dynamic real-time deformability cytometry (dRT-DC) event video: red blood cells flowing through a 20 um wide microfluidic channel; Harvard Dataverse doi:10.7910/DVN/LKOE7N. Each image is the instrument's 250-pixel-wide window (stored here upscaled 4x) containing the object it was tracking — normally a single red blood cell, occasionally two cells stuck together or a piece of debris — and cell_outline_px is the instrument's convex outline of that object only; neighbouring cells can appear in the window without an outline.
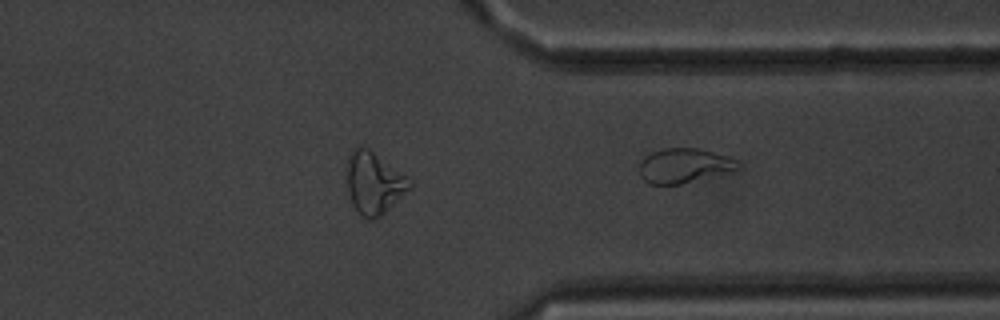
{"species": "common noctule bat (a hibernating species)", "species_latin": "Nyctalus noctula", "temperature_condition": "warm", "stored_images_in_passage": 42, "segment_of_instrument_passage": [2, 2], "camera_frame_rate_fps": 3000, "um_per_image_px": 0.085, "animal": {"sex": "male", "body_mass_g": 20.1, "forearm_length_mm": 53.5}, "frame": {"image": 1, "passage_image": 42, "time_ms": 13.667, "image_size_px": [1000, 320], "cell_outline_px": [[740, 168], [680, 184], [648, 184], [640, 176], [640, 160], [644, 156], [652, 152], [664, 148], [700, 148], [736, 160], [740, 164]], "centroid_in_image_um": [58.08, 14.07], "position_along_channel_um": 353.3, "area_um2": 19.54}}